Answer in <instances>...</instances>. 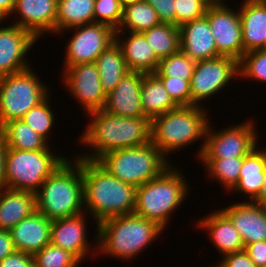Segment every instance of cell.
Masks as SVG:
<instances>
[{
    "instance_id": "cell-1",
    "label": "cell",
    "mask_w": 266,
    "mask_h": 267,
    "mask_svg": "<svg viewBox=\"0 0 266 267\" xmlns=\"http://www.w3.org/2000/svg\"><path fill=\"white\" fill-rule=\"evenodd\" d=\"M88 118L89 124L75 139L88 152L82 153L80 148L81 153L74 154L78 158L97 161L110 151L137 147L151 141V121L147 117L116 116L101 109L88 113Z\"/></svg>"
},
{
    "instance_id": "cell-2",
    "label": "cell",
    "mask_w": 266,
    "mask_h": 267,
    "mask_svg": "<svg viewBox=\"0 0 266 267\" xmlns=\"http://www.w3.org/2000/svg\"><path fill=\"white\" fill-rule=\"evenodd\" d=\"M82 178L85 213L95 229L107 218L134 213L136 188L110 174L97 161L82 158Z\"/></svg>"
},
{
    "instance_id": "cell-3",
    "label": "cell",
    "mask_w": 266,
    "mask_h": 267,
    "mask_svg": "<svg viewBox=\"0 0 266 267\" xmlns=\"http://www.w3.org/2000/svg\"><path fill=\"white\" fill-rule=\"evenodd\" d=\"M165 231L156 222L134 214L107 218L97 224V257L133 261Z\"/></svg>"
},
{
    "instance_id": "cell-4",
    "label": "cell",
    "mask_w": 266,
    "mask_h": 267,
    "mask_svg": "<svg viewBox=\"0 0 266 267\" xmlns=\"http://www.w3.org/2000/svg\"><path fill=\"white\" fill-rule=\"evenodd\" d=\"M208 110L195 105L178 106L156 116L151 120V142L172 162L171 154L180 153L202 140L196 151L198 160L204 149L207 127L212 120Z\"/></svg>"
},
{
    "instance_id": "cell-5",
    "label": "cell",
    "mask_w": 266,
    "mask_h": 267,
    "mask_svg": "<svg viewBox=\"0 0 266 267\" xmlns=\"http://www.w3.org/2000/svg\"><path fill=\"white\" fill-rule=\"evenodd\" d=\"M183 172L173 163L161 175L136 188L133 214L168 230L171 216L180 211L192 192Z\"/></svg>"
},
{
    "instance_id": "cell-6",
    "label": "cell",
    "mask_w": 266,
    "mask_h": 267,
    "mask_svg": "<svg viewBox=\"0 0 266 267\" xmlns=\"http://www.w3.org/2000/svg\"><path fill=\"white\" fill-rule=\"evenodd\" d=\"M67 156L35 193L36 210L50 220L85 212L82 158Z\"/></svg>"
},
{
    "instance_id": "cell-7",
    "label": "cell",
    "mask_w": 266,
    "mask_h": 267,
    "mask_svg": "<svg viewBox=\"0 0 266 267\" xmlns=\"http://www.w3.org/2000/svg\"><path fill=\"white\" fill-rule=\"evenodd\" d=\"M97 162L116 178L138 188L161 175L173 163L150 141L102 155Z\"/></svg>"
},
{
    "instance_id": "cell-8",
    "label": "cell",
    "mask_w": 266,
    "mask_h": 267,
    "mask_svg": "<svg viewBox=\"0 0 266 267\" xmlns=\"http://www.w3.org/2000/svg\"><path fill=\"white\" fill-rule=\"evenodd\" d=\"M54 150H19L6 148V188L36 193L45 180L67 158L64 155L66 152L62 153L61 150Z\"/></svg>"
},
{
    "instance_id": "cell-9",
    "label": "cell",
    "mask_w": 266,
    "mask_h": 267,
    "mask_svg": "<svg viewBox=\"0 0 266 267\" xmlns=\"http://www.w3.org/2000/svg\"><path fill=\"white\" fill-rule=\"evenodd\" d=\"M32 68L0 77V128L9 121L20 120L49 94L53 95V87L41 80L37 67Z\"/></svg>"
},
{
    "instance_id": "cell-10",
    "label": "cell",
    "mask_w": 266,
    "mask_h": 267,
    "mask_svg": "<svg viewBox=\"0 0 266 267\" xmlns=\"http://www.w3.org/2000/svg\"><path fill=\"white\" fill-rule=\"evenodd\" d=\"M248 118L243 122L230 123L228 127L225 125L222 129H217L210 120L200 158H235L249 154L260 144L262 136L258 134L259 128L256 127L259 125L256 124L258 120L251 116Z\"/></svg>"
},
{
    "instance_id": "cell-11",
    "label": "cell",
    "mask_w": 266,
    "mask_h": 267,
    "mask_svg": "<svg viewBox=\"0 0 266 267\" xmlns=\"http://www.w3.org/2000/svg\"><path fill=\"white\" fill-rule=\"evenodd\" d=\"M238 79H240V71L239 61L236 59L219 56L197 61L190 81L191 105L209 109L203 101L209 103L210 99L213 100L212 97L219 96V93L229 89L233 86L231 85L233 81Z\"/></svg>"
},
{
    "instance_id": "cell-12",
    "label": "cell",
    "mask_w": 266,
    "mask_h": 267,
    "mask_svg": "<svg viewBox=\"0 0 266 267\" xmlns=\"http://www.w3.org/2000/svg\"><path fill=\"white\" fill-rule=\"evenodd\" d=\"M66 32L71 33L65 43L63 68L84 63H94L96 58L115 42V30L102 23H91L67 29L57 34L58 38ZM74 32V33H73ZM60 35V36H59Z\"/></svg>"
},
{
    "instance_id": "cell-13",
    "label": "cell",
    "mask_w": 266,
    "mask_h": 267,
    "mask_svg": "<svg viewBox=\"0 0 266 267\" xmlns=\"http://www.w3.org/2000/svg\"><path fill=\"white\" fill-rule=\"evenodd\" d=\"M228 2L226 0L221 4L207 8L205 17L208 19L210 30L215 39L218 57H231L240 61L244 55V48L239 8H237L236 2L235 6Z\"/></svg>"
},
{
    "instance_id": "cell-14",
    "label": "cell",
    "mask_w": 266,
    "mask_h": 267,
    "mask_svg": "<svg viewBox=\"0 0 266 267\" xmlns=\"http://www.w3.org/2000/svg\"><path fill=\"white\" fill-rule=\"evenodd\" d=\"M61 81L71 98L81 105L85 116L93 111L103 109L106 94L102 90L99 71L95 63L69 66L62 70Z\"/></svg>"
},
{
    "instance_id": "cell-15",
    "label": "cell",
    "mask_w": 266,
    "mask_h": 267,
    "mask_svg": "<svg viewBox=\"0 0 266 267\" xmlns=\"http://www.w3.org/2000/svg\"><path fill=\"white\" fill-rule=\"evenodd\" d=\"M89 218L91 217L83 212L75 216L52 220L50 243L70 251L81 262L87 261L85 258H90V256L92 258L95 256L94 259H96L97 228L95 233L88 235L90 231L86 229H89V226L87 227ZM89 236L95 239L90 240Z\"/></svg>"
},
{
    "instance_id": "cell-16",
    "label": "cell",
    "mask_w": 266,
    "mask_h": 267,
    "mask_svg": "<svg viewBox=\"0 0 266 267\" xmlns=\"http://www.w3.org/2000/svg\"><path fill=\"white\" fill-rule=\"evenodd\" d=\"M5 23L0 25V77L33 67L28 55L33 58L29 52L40 41L27 29Z\"/></svg>"
},
{
    "instance_id": "cell-17",
    "label": "cell",
    "mask_w": 266,
    "mask_h": 267,
    "mask_svg": "<svg viewBox=\"0 0 266 267\" xmlns=\"http://www.w3.org/2000/svg\"><path fill=\"white\" fill-rule=\"evenodd\" d=\"M12 16L9 23L27 29L38 40L56 35L57 0H15Z\"/></svg>"
},
{
    "instance_id": "cell-18",
    "label": "cell",
    "mask_w": 266,
    "mask_h": 267,
    "mask_svg": "<svg viewBox=\"0 0 266 267\" xmlns=\"http://www.w3.org/2000/svg\"><path fill=\"white\" fill-rule=\"evenodd\" d=\"M232 202L220 210L230 219L240 233L244 246L266 241V206L252 201Z\"/></svg>"
},
{
    "instance_id": "cell-19",
    "label": "cell",
    "mask_w": 266,
    "mask_h": 267,
    "mask_svg": "<svg viewBox=\"0 0 266 267\" xmlns=\"http://www.w3.org/2000/svg\"><path fill=\"white\" fill-rule=\"evenodd\" d=\"M145 73L127 72L114 90L106 95L103 110L123 117H145L141 106V88Z\"/></svg>"
},
{
    "instance_id": "cell-20",
    "label": "cell",
    "mask_w": 266,
    "mask_h": 267,
    "mask_svg": "<svg viewBox=\"0 0 266 267\" xmlns=\"http://www.w3.org/2000/svg\"><path fill=\"white\" fill-rule=\"evenodd\" d=\"M211 213L197 219L195 225L198 230L207 234V239L217 249L220 256L245 250L240 233L234 228L230 219L218 208ZM207 231V232H206Z\"/></svg>"
},
{
    "instance_id": "cell-21",
    "label": "cell",
    "mask_w": 266,
    "mask_h": 267,
    "mask_svg": "<svg viewBox=\"0 0 266 267\" xmlns=\"http://www.w3.org/2000/svg\"><path fill=\"white\" fill-rule=\"evenodd\" d=\"M52 220L39 211L9 230L15 250L34 255L50 243Z\"/></svg>"
},
{
    "instance_id": "cell-22",
    "label": "cell",
    "mask_w": 266,
    "mask_h": 267,
    "mask_svg": "<svg viewBox=\"0 0 266 267\" xmlns=\"http://www.w3.org/2000/svg\"><path fill=\"white\" fill-rule=\"evenodd\" d=\"M179 31L180 49L189 58L197 62L218 57L215 39L205 16L184 23Z\"/></svg>"
},
{
    "instance_id": "cell-23",
    "label": "cell",
    "mask_w": 266,
    "mask_h": 267,
    "mask_svg": "<svg viewBox=\"0 0 266 267\" xmlns=\"http://www.w3.org/2000/svg\"><path fill=\"white\" fill-rule=\"evenodd\" d=\"M242 43L246 52L263 49L266 40V0H240Z\"/></svg>"
},
{
    "instance_id": "cell-24",
    "label": "cell",
    "mask_w": 266,
    "mask_h": 267,
    "mask_svg": "<svg viewBox=\"0 0 266 267\" xmlns=\"http://www.w3.org/2000/svg\"><path fill=\"white\" fill-rule=\"evenodd\" d=\"M115 41L121 47L129 71L149 74L157 70L160 59L150 48L143 33L115 32Z\"/></svg>"
},
{
    "instance_id": "cell-25",
    "label": "cell",
    "mask_w": 266,
    "mask_h": 267,
    "mask_svg": "<svg viewBox=\"0 0 266 267\" xmlns=\"http://www.w3.org/2000/svg\"><path fill=\"white\" fill-rule=\"evenodd\" d=\"M259 144L243 158L239 180L235 187L228 193L230 197L236 194L246 197L240 201H254L262 189L265 177L266 147ZM232 192V194H231Z\"/></svg>"
},
{
    "instance_id": "cell-26",
    "label": "cell",
    "mask_w": 266,
    "mask_h": 267,
    "mask_svg": "<svg viewBox=\"0 0 266 267\" xmlns=\"http://www.w3.org/2000/svg\"><path fill=\"white\" fill-rule=\"evenodd\" d=\"M34 211L35 193L7 188L0 190V229L10 230Z\"/></svg>"
},
{
    "instance_id": "cell-27",
    "label": "cell",
    "mask_w": 266,
    "mask_h": 267,
    "mask_svg": "<svg viewBox=\"0 0 266 267\" xmlns=\"http://www.w3.org/2000/svg\"><path fill=\"white\" fill-rule=\"evenodd\" d=\"M141 106L150 121L156 116L177 108L162 81L154 74H144L141 88Z\"/></svg>"
},
{
    "instance_id": "cell-28",
    "label": "cell",
    "mask_w": 266,
    "mask_h": 267,
    "mask_svg": "<svg viewBox=\"0 0 266 267\" xmlns=\"http://www.w3.org/2000/svg\"><path fill=\"white\" fill-rule=\"evenodd\" d=\"M100 75L101 87L107 95L115 89L123 76L129 72L121 47L112 43L94 62Z\"/></svg>"
},
{
    "instance_id": "cell-29",
    "label": "cell",
    "mask_w": 266,
    "mask_h": 267,
    "mask_svg": "<svg viewBox=\"0 0 266 267\" xmlns=\"http://www.w3.org/2000/svg\"><path fill=\"white\" fill-rule=\"evenodd\" d=\"M6 148L19 150H53L43 137L22 120H12L0 128Z\"/></svg>"
},
{
    "instance_id": "cell-30",
    "label": "cell",
    "mask_w": 266,
    "mask_h": 267,
    "mask_svg": "<svg viewBox=\"0 0 266 267\" xmlns=\"http://www.w3.org/2000/svg\"><path fill=\"white\" fill-rule=\"evenodd\" d=\"M95 0H57L56 35L67 29L94 23Z\"/></svg>"
},
{
    "instance_id": "cell-31",
    "label": "cell",
    "mask_w": 266,
    "mask_h": 267,
    "mask_svg": "<svg viewBox=\"0 0 266 267\" xmlns=\"http://www.w3.org/2000/svg\"><path fill=\"white\" fill-rule=\"evenodd\" d=\"M243 158H199L196 161L202 164L201 167L204 168L209 182L212 180V182L219 183L220 187L225 190L224 194L228 195L239 180Z\"/></svg>"
},
{
    "instance_id": "cell-32",
    "label": "cell",
    "mask_w": 266,
    "mask_h": 267,
    "mask_svg": "<svg viewBox=\"0 0 266 267\" xmlns=\"http://www.w3.org/2000/svg\"><path fill=\"white\" fill-rule=\"evenodd\" d=\"M150 48L159 58H165L180 50L179 27L171 23H163L142 32Z\"/></svg>"
},
{
    "instance_id": "cell-33",
    "label": "cell",
    "mask_w": 266,
    "mask_h": 267,
    "mask_svg": "<svg viewBox=\"0 0 266 267\" xmlns=\"http://www.w3.org/2000/svg\"><path fill=\"white\" fill-rule=\"evenodd\" d=\"M154 8L146 1L125 6L122 21L116 32H143L160 24Z\"/></svg>"
},
{
    "instance_id": "cell-34",
    "label": "cell",
    "mask_w": 266,
    "mask_h": 267,
    "mask_svg": "<svg viewBox=\"0 0 266 267\" xmlns=\"http://www.w3.org/2000/svg\"><path fill=\"white\" fill-rule=\"evenodd\" d=\"M52 98L49 94L40 104L31 108L20 120L29 125L34 131H36L41 137H43L48 143L52 142L51 137L54 136V126L57 118L56 112L51 107ZM51 99V100H50ZM53 108V109H52ZM54 111V112H53ZM53 131V133H52Z\"/></svg>"
},
{
    "instance_id": "cell-35",
    "label": "cell",
    "mask_w": 266,
    "mask_h": 267,
    "mask_svg": "<svg viewBox=\"0 0 266 267\" xmlns=\"http://www.w3.org/2000/svg\"><path fill=\"white\" fill-rule=\"evenodd\" d=\"M196 61L189 58L181 49L159 60L156 76H168L173 79L191 81Z\"/></svg>"
},
{
    "instance_id": "cell-36",
    "label": "cell",
    "mask_w": 266,
    "mask_h": 267,
    "mask_svg": "<svg viewBox=\"0 0 266 267\" xmlns=\"http://www.w3.org/2000/svg\"><path fill=\"white\" fill-rule=\"evenodd\" d=\"M240 80L266 83V50L246 52L239 61ZM255 81V82H254Z\"/></svg>"
},
{
    "instance_id": "cell-37",
    "label": "cell",
    "mask_w": 266,
    "mask_h": 267,
    "mask_svg": "<svg viewBox=\"0 0 266 267\" xmlns=\"http://www.w3.org/2000/svg\"><path fill=\"white\" fill-rule=\"evenodd\" d=\"M35 267H80L81 261L70 251L51 243L34 255Z\"/></svg>"
},
{
    "instance_id": "cell-38",
    "label": "cell",
    "mask_w": 266,
    "mask_h": 267,
    "mask_svg": "<svg viewBox=\"0 0 266 267\" xmlns=\"http://www.w3.org/2000/svg\"><path fill=\"white\" fill-rule=\"evenodd\" d=\"M123 7L119 0H95L94 23H102L115 31L122 21Z\"/></svg>"
},
{
    "instance_id": "cell-39",
    "label": "cell",
    "mask_w": 266,
    "mask_h": 267,
    "mask_svg": "<svg viewBox=\"0 0 266 267\" xmlns=\"http://www.w3.org/2000/svg\"><path fill=\"white\" fill-rule=\"evenodd\" d=\"M163 83L169 96L177 106H191L190 81L173 79L168 76H157Z\"/></svg>"
},
{
    "instance_id": "cell-40",
    "label": "cell",
    "mask_w": 266,
    "mask_h": 267,
    "mask_svg": "<svg viewBox=\"0 0 266 267\" xmlns=\"http://www.w3.org/2000/svg\"><path fill=\"white\" fill-rule=\"evenodd\" d=\"M206 10L199 0H175L176 26L204 17Z\"/></svg>"
},
{
    "instance_id": "cell-41",
    "label": "cell",
    "mask_w": 266,
    "mask_h": 267,
    "mask_svg": "<svg viewBox=\"0 0 266 267\" xmlns=\"http://www.w3.org/2000/svg\"><path fill=\"white\" fill-rule=\"evenodd\" d=\"M219 260L215 261V266L212 264L213 267H257L245 250L227 254Z\"/></svg>"
},
{
    "instance_id": "cell-42",
    "label": "cell",
    "mask_w": 266,
    "mask_h": 267,
    "mask_svg": "<svg viewBox=\"0 0 266 267\" xmlns=\"http://www.w3.org/2000/svg\"><path fill=\"white\" fill-rule=\"evenodd\" d=\"M163 23L176 25L175 0H146Z\"/></svg>"
},
{
    "instance_id": "cell-43",
    "label": "cell",
    "mask_w": 266,
    "mask_h": 267,
    "mask_svg": "<svg viewBox=\"0 0 266 267\" xmlns=\"http://www.w3.org/2000/svg\"><path fill=\"white\" fill-rule=\"evenodd\" d=\"M0 267H35V260L32 254L15 250L0 261Z\"/></svg>"
},
{
    "instance_id": "cell-44",
    "label": "cell",
    "mask_w": 266,
    "mask_h": 267,
    "mask_svg": "<svg viewBox=\"0 0 266 267\" xmlns=\"http://www.w3.org/2000/svg\"><path fill=\"white\" fill-rule=\"evenodd\" d=\"M245 251L257 267H266V241L250 243Z\"/></svg>"
},
{
    "instance_id": "cell-45",
    "label": "cell",
    "mask_w": 266,
    "mask_h": 267,
    "mask_svg": "<svg viewBox=\"0 0 266 267\" xmlns=\"http://www.w3.org/2000/svg\"><path fill=\"white\" fill-rule=\"evenodd\" d=\"M15 251L9 230L0 229V261Z\"/></svg>"
},
{
    "instance_id": "cell-46",
    "label": "cell",
    "mask_w": 266,
    "mask_h": 267,
    "mask_svg": "<svg viewBox=\"0 0 266 267\" xmlns=\"http://www.w3.org/2000/svg\"><path fill=\"white\" fill-rule=\"evenodd\" d=\"M5 155L6 144L0 136V190L6 188L5 185Z\"/></svg>"
},
{
    "instance_id": "cell-47",
    "label": "cell",
    "mask_w": 266,
    "mask_h": 267,
    "mask_svg": "<svg viewBox=\"0 0 266 267\" xmlns=\"http://www.w3.org/2000/svg\"><path fill=\"white\" fill-rule=\"evenodd\" d=\"M14 7H15V0H0V15L7 22H8V19L12 17Z\"/></svg>"
},
{
    "instance_id": "cell-48",
    "label": "cell",
    "mask_w": 266,
    "mask_h": 267,
    "mask_svg": "<svg viewBox=\"0 0 266 267\" xmlns=\"http://www.w3.org/2000/svg\"><path fill=\"white\" fill-rule=\"evenodd\" d=\"M253 202L266 206V166H265V177L262 189L259 193V196Z\"/></svg>"
},
{
    "instance_id": "cell-49",
    "label": "cell",
    "mask_w": 266,
    "mask_h": 267,
    "mask_svg": "<svg viewBox=\"0 0 266 267\" xmlns=\"http://www.w3.org/2000/svg\"><path fill=\"white\" fill-rule=\"evenodd\" d=\"M199 1H201L207 8H209L211 6L221 4L225 0H199Z\"/></svg>"
},
{
    "instance_id": "cell-50",
    "label": "cell",
    "mask_w": 266,
    "mask_h": 267,
    "mask_svg": "<svg viewBox=\"0 0 266 267\" xmlns=\"http://www.w3.org/2000/svg\"><path fill=\"white\" fill-rule=\"evenodd\" d=\"M121 3V6L124 8L125 6L135 4L144 0H119Z\"/></svg>"
},
{
    "instance_id": "cell-51",
    "label": "cell",
    "mask_w": 266,
    "mask_h": 267,
    "mask_svg": "<svg viewBox=\"0 0 266 267\" xmlns=\"http://www.w3.org/2000/svg\"><path fill=\"white\" fill-rule=\"evenodd\" d=\"M6 20L0 15V25L5 22Z\"/></svg>"
}]
</instances>
